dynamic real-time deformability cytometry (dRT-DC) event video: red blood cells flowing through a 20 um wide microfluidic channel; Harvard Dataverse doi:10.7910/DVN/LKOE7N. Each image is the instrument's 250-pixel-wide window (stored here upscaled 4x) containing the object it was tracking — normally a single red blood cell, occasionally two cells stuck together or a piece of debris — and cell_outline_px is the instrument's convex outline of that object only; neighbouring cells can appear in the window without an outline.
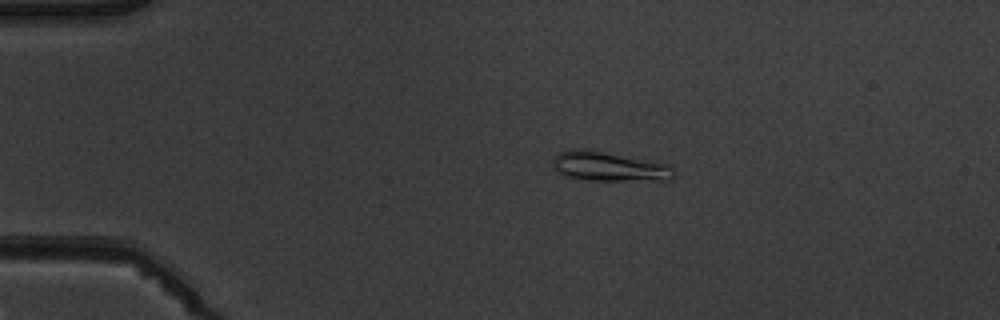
{"species": "common noctule bat (a hibernating species)", "species_latin": "Nyctalus noctula", "temperature_condition": "warm", "stored_images_in_passage": 6, "camera_frame_rate_fps": 3000, "um_per_image_px": 0.085, "animal": {"sex": "male", "body_mass_g": 19.5, "forearm_length_mm": 54.6}, "frame": {"image": 1, "passage_image": 3, "time_ms": 2.333, "image_size_px": [1000, 320], "cell_outline_px": [[676, 172], [672, 180], [588, 180], [564, 176], [556, 172], [552, 164], [552, 156], [560, 152], [572, 148], [580, 148], [656, 160], [672, 164]], "centroid_in_image_um": [51.81, 14.14], "position_along_channel_um": 33.2, "area_um2": 21.5}}
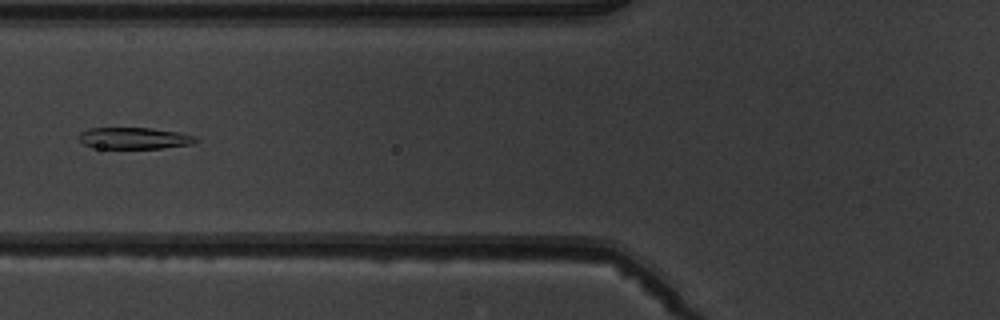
{"frame": {"image": 2, "passage_image": 5, "time_ms": 5.667, "image_size_px": [1000, 320], "cell_outline_px": [[200, 140], [192, 144], [160, 148], [92, 148], [84, 144], [80, 140], [80, 132], [88, 128], [152, 128], [180, 132], [196, 136]], "centroid_in_image_um": [11.44, 11.74], "position_along_channel_um": 114.4, "area_um2": 14.74}}
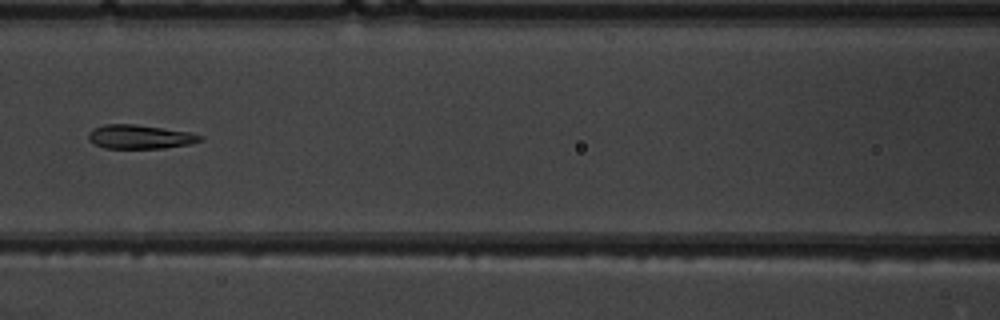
{"frame": {"image": 3, "passage_image": 6, "time_ms": 6.667, "image_size_px": [1000, 320], "cell_outline_px": [[204, 140], [188, 144], [164, 148], [104, 148], [88, 140], [88, 132], [92, 128], [104, 124], [136, 124], [192, 132], [204, 136]], "centroid_in_image_um": [11.9, 11.62], "position_along_channel_um": 154.7, "area_um2": 15.78}}